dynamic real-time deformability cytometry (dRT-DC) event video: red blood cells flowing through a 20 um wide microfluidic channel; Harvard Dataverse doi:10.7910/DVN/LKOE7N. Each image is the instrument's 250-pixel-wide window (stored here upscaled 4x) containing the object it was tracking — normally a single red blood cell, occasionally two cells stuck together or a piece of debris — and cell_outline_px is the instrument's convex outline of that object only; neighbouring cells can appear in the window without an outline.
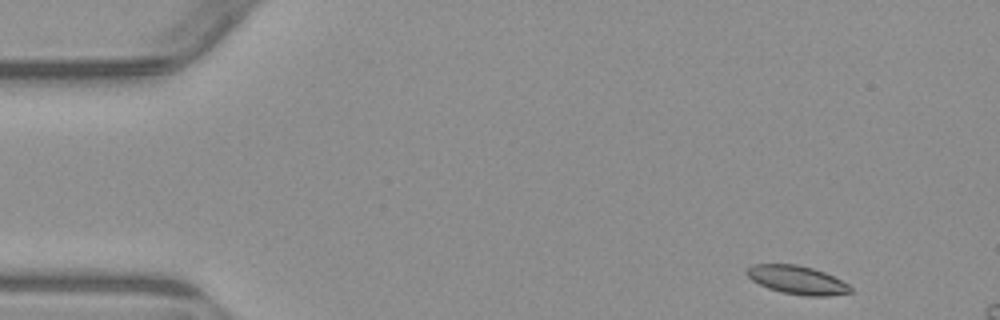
{"species": "common noctule bat (a hibernating species)", "species_latin": "Nyctalus noctula", "temperature_condition": "warm", "stored_images_in_passage": 3, "camera_frame_rate_fps": 3000, "um_per_image_px": 0.085, "animal": {"sex": "male", "body_mass_g": 23.1, "forearm_length_mm": 52.7}, "frame": {"image": 1, "passage_image": 1, "time_ms": 0.0, "image_size_px": [1000, 320], "cell_outline_px": [[852, 292], [828, 296], [804, 296], [784, 292], [768, 288], [752, 280], [744, 272], [752, 264], [796, 264], [812, 268], [824, 272], [848, 284], [852, 288]], "centroid_in_image_um": [67.75, 23.79], "position_along_channel_um": 17.3, "area_um2": 17.05}}